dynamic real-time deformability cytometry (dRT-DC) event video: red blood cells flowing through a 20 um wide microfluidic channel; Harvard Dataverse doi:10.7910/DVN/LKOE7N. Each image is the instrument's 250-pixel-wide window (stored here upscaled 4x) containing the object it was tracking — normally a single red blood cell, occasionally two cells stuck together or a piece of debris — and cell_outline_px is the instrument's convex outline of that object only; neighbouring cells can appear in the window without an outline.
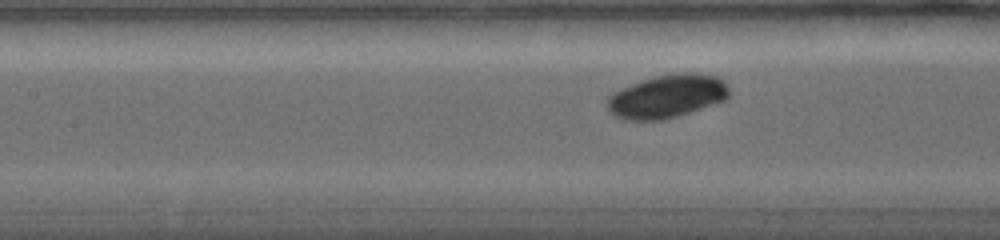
{"species": "common noctule bat (a hibernating species)", "species_latin": "Nyctalus noctula", "temperature_condition": "warm", "stored_images_in_passage": 35, "camera_frame_rate_fps": 5000, "um_per_image_px": 0.085, "animal": {"sex": "female", "body_mass_g": 19.0, "forearm_length_mm": 56.7}, "frame": {"image": 1, "passage_image": 15, "time_ms": 5.0, "image_size_px": [1000, 240], "cell_outline_px": [[728, 96], [724, 100], [664, 120], [624, 120], [616, 116], [608, 108], [608, 96], [620, 88], [656, 76], [676, 72], [700, 72], [716, 76], [724, 80], [728, 88]], "centroid_in_image_um": [56.71, 8.17], "position_along_channel_um": 150.7, "area_um2": 30.52}}
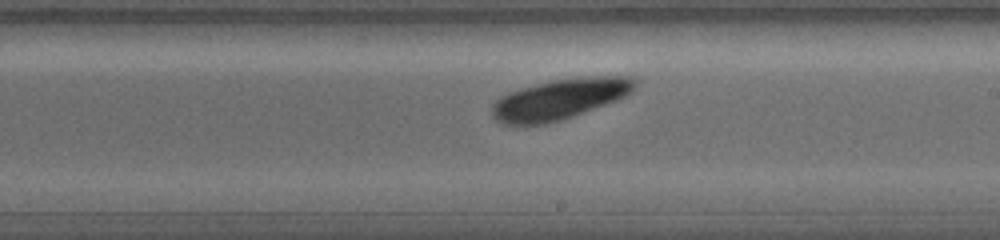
{"frame": {"image": 2, "passage_image": 25, "time_ms": 7.4, "image_size_px": [1000, 240], "cell_outline_px": [[636, 84], [632, 92], [616, 100], [572, 116], [560, 120], [544, 124], [504, 124], [496, 120], [492, 116], [492, 104], [500, 96], [508, 92], [520, 88], [552, 80], [588, 76], [628, 76], [636, 80]], "centroid_in_image_um": [47.55, 8.41], "position_along_channel_um": 241.4, "area_um2": 33.41}}
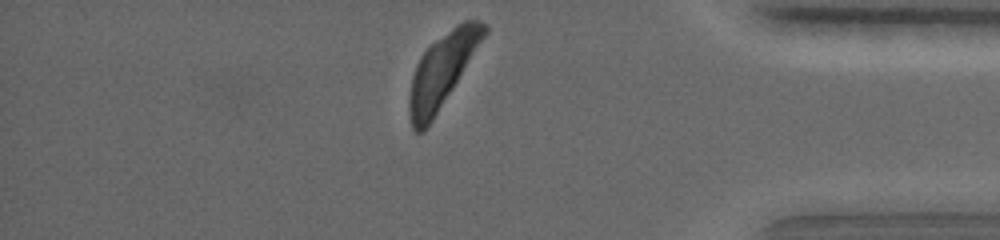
{"frame": {"image": 3, "passage_image": 35, "time_ms": 12.2, "image_size_px": [1000, 240], "cell_outline_px": [[488, 32], [432, 120], [424, 132], [416, 132], [412, 128], [408, 112], [408, 96], [412, 76], [416, 64], [420, 56], [436, 40], [456, 24], [464, 20], [480, 20], [488, 24]], "centroid_in_image_um": [37.57, 5.98], "position_along_channel_um": 397.6, "area_um2": 31.62}}